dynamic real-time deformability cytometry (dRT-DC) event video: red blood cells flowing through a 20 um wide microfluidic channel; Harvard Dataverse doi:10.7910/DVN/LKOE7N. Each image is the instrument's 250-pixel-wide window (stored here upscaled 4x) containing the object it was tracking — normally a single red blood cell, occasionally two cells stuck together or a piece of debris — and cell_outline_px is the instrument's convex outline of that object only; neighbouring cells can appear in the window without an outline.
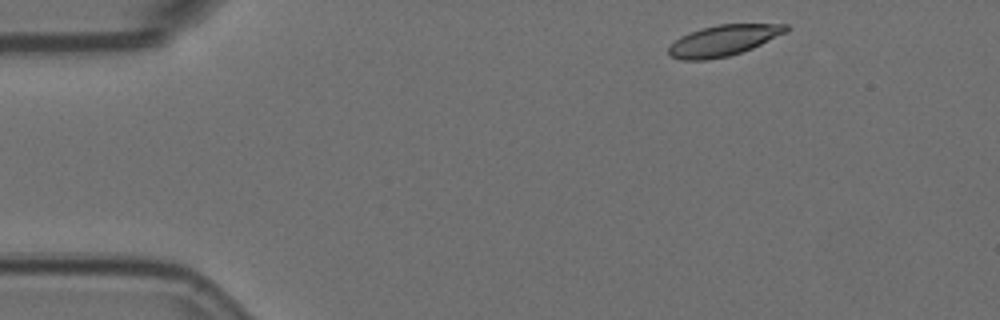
{"species": "Egyptian fruit bat (a non-hibernating species)", "species_latin": "Rousettus aegyptiacus", "temperature_condition": "room temperature", "stored_images_in_passage": 51, "camera_frame_rate_fps": 3000, "um_per_image_px": 0.085, "animal": {"sex": "female"}, "frame": {"image": 1, "passage_image": 2, "time_ms": 0.333, "image_size_px": [1000, 320], "cell_outline_px": [[788, 28], [784, 32], [752, 48], [728, 56], [704, 60], [680, 60], [668, 56], [668, 48], [680, 36], [688, 32], [700, 28], [720, 24], [788, 24]], "centroid_in_image_um": [61.4, 3.44], "position_along_channel_um": 23.6, "area_um2": 20.87}}
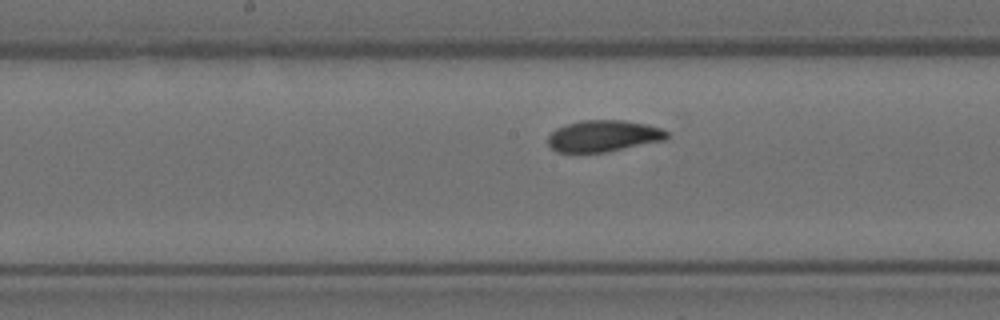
{"frame": {"image": 2, "passage_image": 23, "time_ms": 7.333, "image_size_px": [1000, 320], "cell_outline_px": [[668, 136], [664, 140], [604, 152], [556, 152], [548, 144], [548, 136], [556, 128], [580, 120], [624, 120], [648, 124], [660, 128], [668, 132]], "centroid_in_image_um": [51.28, 11.55], "position_along_channel_um": 196.9, "area_um2": 21.68}}
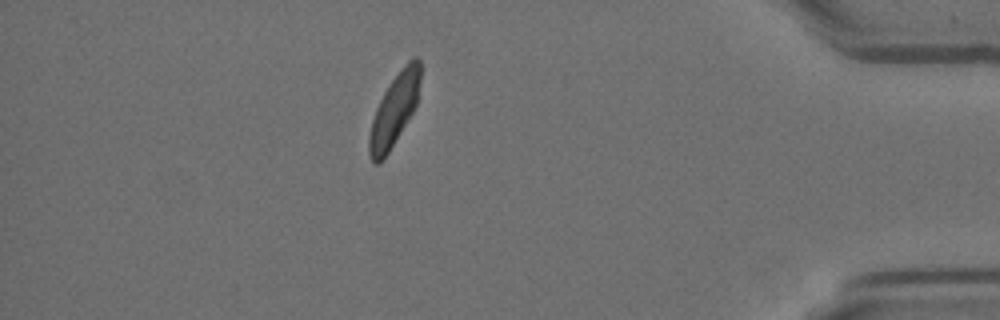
{"frame": {"image": 3, "passage_image": 44, "time_ms": 14.333, "image_size_px": [1000, 320], "cell_outline_px": [[420, 80], [416, 104], [412, 112], [388, 152], [380, 164], [376, 164], [372, 160], [368, 152], [368, 136], [372, 120], [376, 108], [384, 92], [400, 68], [412, 56], [416, 56], [420, 60]], "centroid_in_image_um": [33.5, 9.32], "position_along_channel_um": 401.7, "area_um2": 21.04}, "authors_computed_cell_mechanics": {"area_um2": 22.0796, "velocity_mm_per_s": 3.5545, "shape_relaxation_time_tau1_ms": 2.8512, "shape_relaxation_time_tau2_ms": 1.9597, "deformation_change_tau1": 0.123, "deformation_change_tau2": 0.0624}}